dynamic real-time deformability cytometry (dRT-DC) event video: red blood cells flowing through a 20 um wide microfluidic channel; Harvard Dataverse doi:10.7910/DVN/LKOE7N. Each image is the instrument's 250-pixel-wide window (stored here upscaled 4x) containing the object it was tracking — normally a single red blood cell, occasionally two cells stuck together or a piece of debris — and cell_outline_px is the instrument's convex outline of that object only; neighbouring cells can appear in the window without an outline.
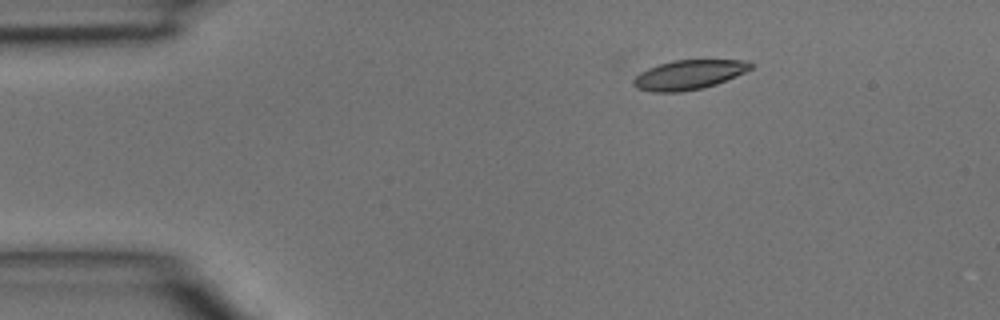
{"species": "common noctule bat (a hibernating species)", "species_latin": "Nyctalus noctula", "temperature_condition": "room temperature", "stored_images_in_passage": 3, "camera_frame_rate_fps": 3000, "um_per_image_px": 0.085, "animal": {"sex": "male", "body_mass_g": 15.6}, "frame": {"image": 1, "passage_image": 1, "time_ms": 0.0, "image_size_px": [1000, 320], "cell_outline_px": [[752, 68], [744, 72], [716, 84], [700, 88], [680, 92], [652, 92], [636, 88], [632, 84], [632, 80], [640, 72], [648, 68], [672, 60], [748, 60], [752, 64]], "centroid_in_image_um": [58.51, 6.35], "position_along_channel_um": 26.5, "area_um2": 20.0}}
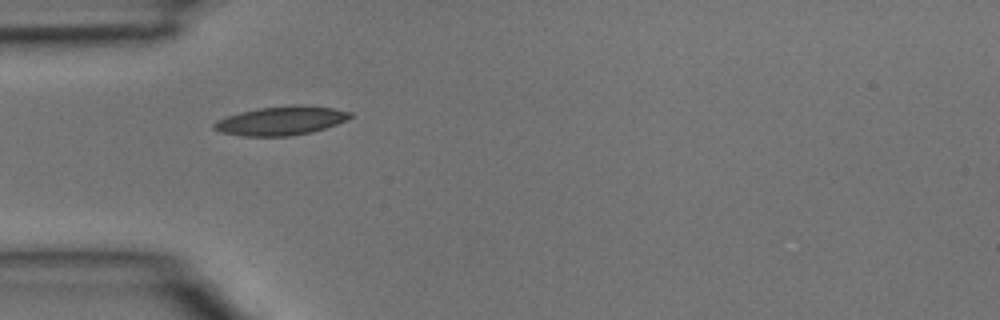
{"frame": {"image": 2, "passage_image": 2, "time_ms": 0.333, "image_size_px": [1000, 320], "cell_outline_px": [[352, 116], [348, 120], [312, 132], [288, 136], [244, 136], [220, 132], [212, 128], [212, 124], [216, 120], [240, 112], [260, 108], [296, 104], [300, 104], [332, 108], [352, 112]], "centroid_in_image_um": [23.89, 10.26], "position_along_channel_um": 61.1, "area_um2": 22.89}}